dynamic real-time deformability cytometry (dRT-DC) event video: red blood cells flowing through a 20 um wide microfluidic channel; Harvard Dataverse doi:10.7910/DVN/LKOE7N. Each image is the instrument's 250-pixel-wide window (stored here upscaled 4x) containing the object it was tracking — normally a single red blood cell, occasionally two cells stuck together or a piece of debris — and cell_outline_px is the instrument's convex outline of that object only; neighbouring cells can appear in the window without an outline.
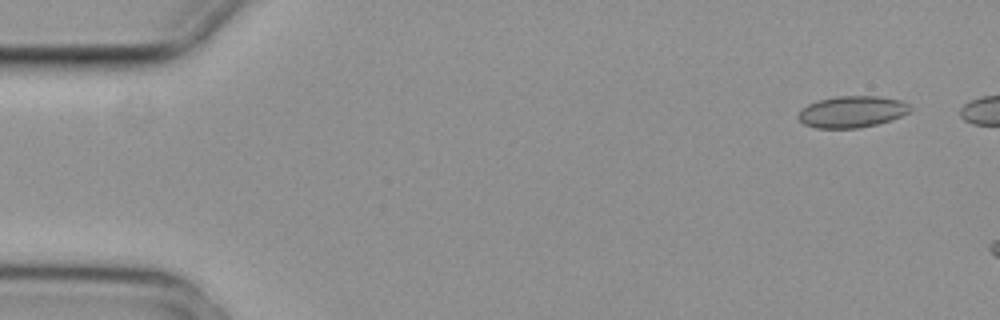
{"species": "common noctule bat (a hibernating species)", "species_latin": "Nyctalus noctula", "temperature_condition": "cold", "stored_images_in_passage": 6, "camera_frame_rate_fps": 3000, "um_per_image_px": 0.085, "animal": {"sex": "female", "body_mass_g": 29.2, "forearm_length_mm": 56.3}, "frame": {"image": 1, "passage_image": 2, "time_ms": 0.333, "image_size_px": [1000, 320], "cell_outline_px": [[912, 112], [892, 120], [876, 124], [856, 128], [816, 128], [804, 124], [796, 116], [808, 104], [816, 100], [836, 96], [880, 96], [900, 100], [908, 104], [912, 108]], "centroid_in_image_um": [72.45, 9.49], "position_along_channel_um": 12.6, "area_um2": 20.69}}